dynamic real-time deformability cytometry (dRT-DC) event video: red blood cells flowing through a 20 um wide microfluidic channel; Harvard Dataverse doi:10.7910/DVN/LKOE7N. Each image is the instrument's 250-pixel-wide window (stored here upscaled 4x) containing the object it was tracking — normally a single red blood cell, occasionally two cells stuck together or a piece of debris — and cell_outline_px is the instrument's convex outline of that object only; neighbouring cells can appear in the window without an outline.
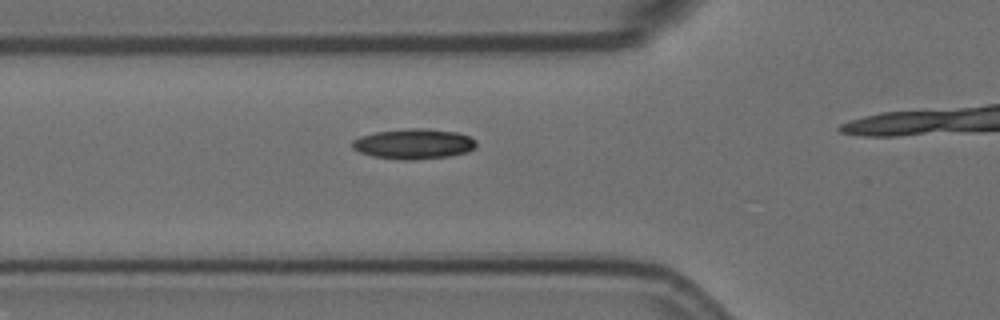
{"species": "Egyptian fruit bat (a non-hibernating species)", "species_latin": "Rousettus aegyptiacus", "temperature_condition": "room temperature", "stored_images_in_passage": 17, "camera_frame_rate_fps": 3000, "um_per_image_px": 0.085, "animal": {"sex": "female"}, "frame": {"image": 1, "passage_image": 12, "time_ms": 3.667, "image_size_px": [1000, 320], "cell_outline_px": [[476, 148], [468, 152], [448, 156], [412, 160], [404, 160], [372, 156], [360, 152], [352, 148], [352, 140], [360, 136], [376, 132], [408, 128], [428, 128], [456, 132], [468, 136], [476, 140]], "centroid_in_image_um": [35.17, 12.22], "position_along_channel_um": 90.6, "area_um2": 21.91}}
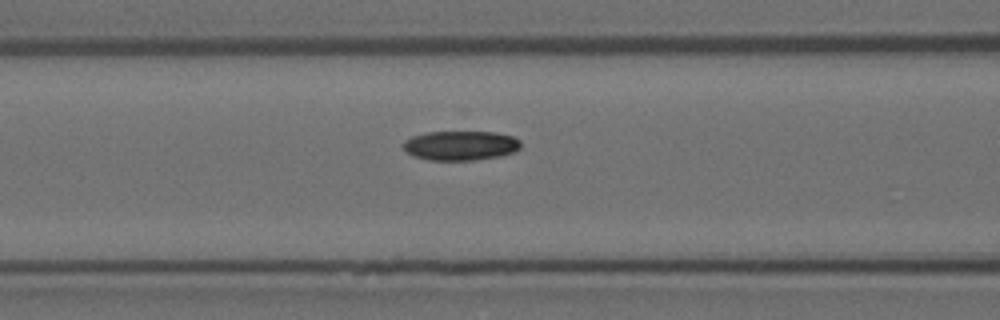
{"frame": {"image": 2, "passage_image": 15, "time_ms": 4.667, "image_size_px": [1000, 320], "cell_outline_px": [[520, 148], [516, 152], [500, 156], [472, 160], [428, 160], [412, 156], [404, 148], [404, 140], [412, 136], [428, 132], [496, 132], [512, 136], [520, 140]], "centroid_in_image_um": [39.17, 12.37], "position_along_channel_um": 127.4, "area_um2": 20.23}}